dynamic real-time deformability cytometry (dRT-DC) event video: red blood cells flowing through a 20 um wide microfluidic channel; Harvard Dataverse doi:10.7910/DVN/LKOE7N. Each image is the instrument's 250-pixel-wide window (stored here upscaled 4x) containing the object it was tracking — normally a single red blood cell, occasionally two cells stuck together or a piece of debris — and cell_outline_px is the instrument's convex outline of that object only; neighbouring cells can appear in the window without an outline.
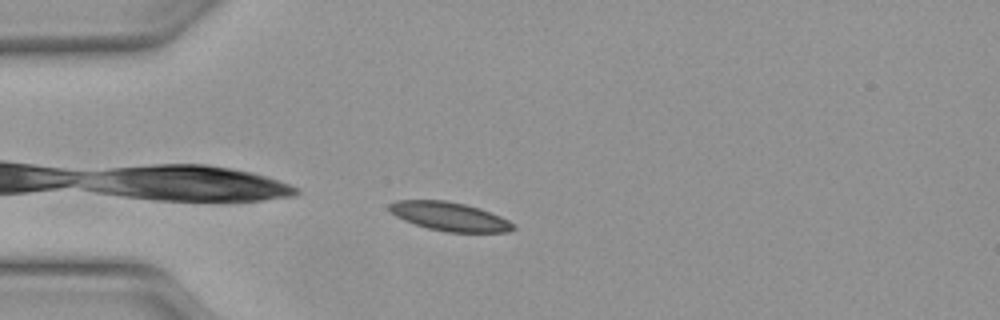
{"species": "Egyptian fruit bat (a non-hibernating species)", "species_latin": "Rousettus aegyptiacus", "temperature_condition": "warm", "stored_images_in_passage": 28, "camera_frame_rate_fps": 3000, "um_per_image_px": 0.085, "animal": {"sex": "female"}, "frame": {"image": 1, "passage_image": 3, "time_ms": 0.667, "image_size_px": [1000, 320], "cell_outline_px": [[516, 228], [508, 232], [448, 232], [428, 228], [404, 220], [396, 216], [388, 208], [388, 204], [396, 200], [444, 200], [464, 204], [480, 208], [500, 216], [516, 224]], "centroid_in_image_um": [38.24, 18.4], "position_along_channel_um": 46.8, "area_um2": 20.69}}
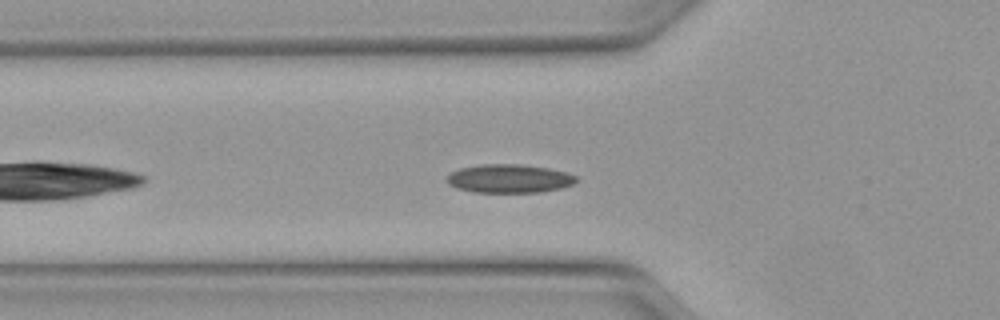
{"frame": {"image": 2, "passage_image": 7, "time_ms": 2.0, "image_size_px": [1000, 320], "cell_outline_px": [[580, 180], [572, 184], [560, 188], [540, 192], [472, 192], [456, 188], [448, 184], [448, 176], [452, 172], [460, 168], [484, 164], [520, 164], [548, 168], [564, 172], [576, 176]], "centroid_in_image_um": [43.29, 15.18], "position_along_channel_um": 82.5, "area_um2": 21.39}}
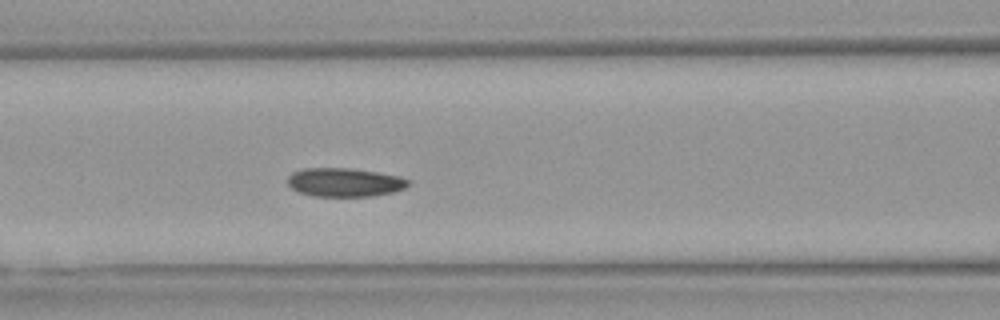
{"frame": {"image": 3, "passage_image": 11, "time_ms": 3.333, "image_size_px": [1000, 320], "cell_outline_px": [[408, 184], [404, 188], [392, 192], [372, 196], [312, 196], [300, 192], [292, 188], [288, 184], [288, 176], [292, 172], [304, 168], [352, 168], [400, 176], [408, 180]], "centroid_in_image_um": [29.26, 15.49], "position_along_channel_um": 137.3, "area_um2": 20.06}}